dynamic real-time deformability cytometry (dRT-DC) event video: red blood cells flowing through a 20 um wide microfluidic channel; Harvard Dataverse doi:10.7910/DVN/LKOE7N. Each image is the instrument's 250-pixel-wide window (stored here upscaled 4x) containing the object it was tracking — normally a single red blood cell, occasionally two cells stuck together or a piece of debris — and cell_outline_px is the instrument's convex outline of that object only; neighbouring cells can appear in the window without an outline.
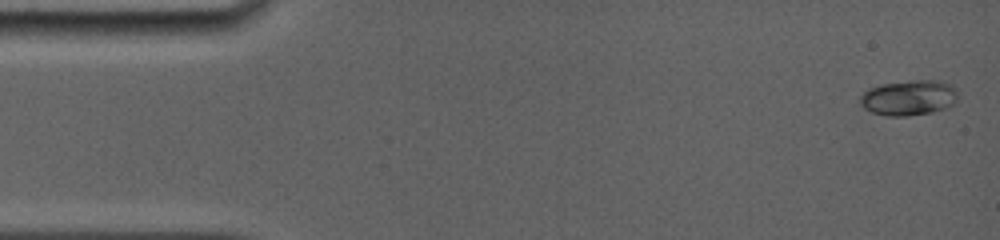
{"species": "common noctule bat (a hibernating species)", "species_latin": "Nyctalus noctula", "temperature_condition": "room temperature", "stored_images_in_passage": 11, "camera_frame_rate_fps": 5000, "um_per_image_px": 0.085, "animal": {"sex": "female", "body_mass_g": 19.0, "forearm_length_mm": 56.7}, "frame": {"image": 1, "passage_image": 1, "time_ms": 0.0, "image_size_px": [1000, 240], "cell_outline_px": [[956, 100], [952, 104], [944, 108], [932, 112], [908, 116], [888, 116], [872, 112], [864, 108], [860, 104], [860, 96], [868, 88], [880, 84], [912, 80], [936, 80], [952, 84], [956, 92]], "centroid_in_image_um": [77.21, 8.3], "position_along_channel_um": 7.8, "area_um2": 20.11}}